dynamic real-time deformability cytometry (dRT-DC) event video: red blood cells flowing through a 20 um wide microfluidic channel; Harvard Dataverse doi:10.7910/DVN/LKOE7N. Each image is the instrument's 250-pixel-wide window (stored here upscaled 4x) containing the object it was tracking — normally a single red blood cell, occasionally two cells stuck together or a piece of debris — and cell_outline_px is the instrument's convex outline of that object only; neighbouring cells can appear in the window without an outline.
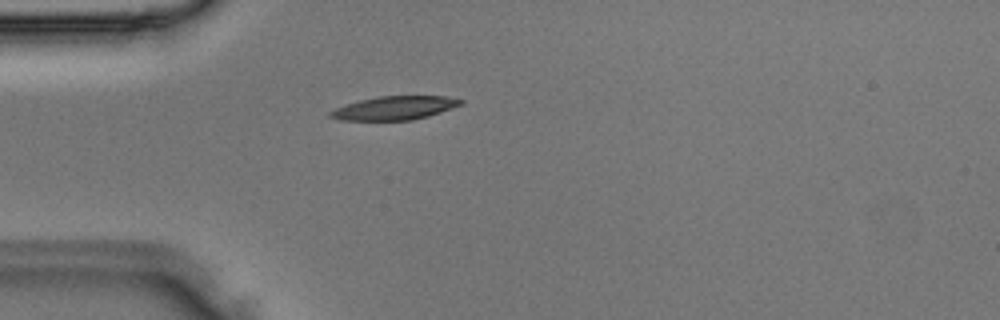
{"species": "Egyptian fruit bat (a non-hibernating species)", "species_latin": "Rousettus aegyptiacus", "temperature_condition": "room temperature", "stored_images_in_passage": 3, "camera_frame_rate_fps": 3000, "um_per_image_px": 0.085, "animal": {"sex": "male"}, "frame": {"image": 1, "passage_image": 3, "time_ms": 0.667, "image_size_px": [1000, 320], "cell_outline_px": [[464, 104], [428, 116], [412, 120], [340, 120], [328, 116], [328, 112], [336, 108], [360, 100], [380, 96], [444, 96], [464, 100]], "centroid_in_image_um": [33.55, 9.18], "position_along_channel_um": 51.4, "area_um2": 17.8}}